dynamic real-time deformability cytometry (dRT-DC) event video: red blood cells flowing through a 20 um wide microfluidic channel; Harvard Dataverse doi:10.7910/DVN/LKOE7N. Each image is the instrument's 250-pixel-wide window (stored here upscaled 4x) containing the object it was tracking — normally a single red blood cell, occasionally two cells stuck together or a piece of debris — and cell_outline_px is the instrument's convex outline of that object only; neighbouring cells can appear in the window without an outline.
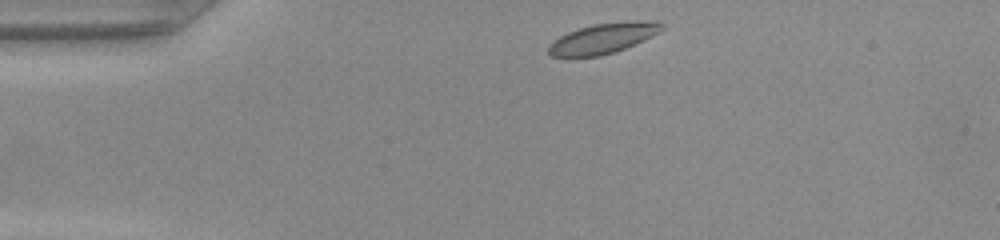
{"species": "common noctule bat (a hibernating species)", "species_latin": "Nyctalus noctula", "temperature_condition": "warm", "stored_images_in_passage": 41, "camera_frame_rate_fps": 3000, "um_per_image_px": 0.085, "animal": {"sex": "female", "body_mass_g": 22.0, "forearm_length_mm": 56.7}, "frame": {"image": 1, "passage_image": 1, "time_ms": 0.0, "image_size_px": [1000, 240], "cell_outline_px": [[664, 28], [660, 32], [624, 48], [600, 56], [552, 56], [548, 52], [548, 44], [560, 36], [568, 32], [580, 28], [596, 24], [636, 20], [660, 20], [664, 24]], "centroid_in_image_um": [51.31, 3.23], "position_along_channel_um": 33.7, "area_um2": 19.77}}
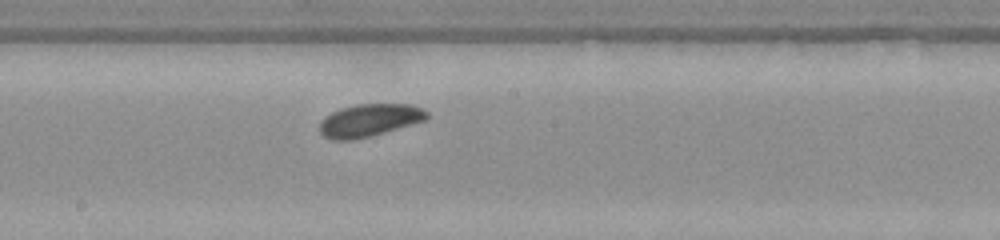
{"frame": {"image": 2, "passage_image": 18, "time_ms": 5.667, "image_size_px": [1000, 240], "cell_outline_px": [[428, 120], [384, 132], [352, 140], [332, 140], [324, 136], [320, 132], [320, 120], [324, 116], [340, 108], [356, 104], [408, 104], [424, 108], [428, 112]], "centroid_in_image_um": [31.4, 10.21], "position_along_channel_um": 216.8, "area_um2": 20.46}}
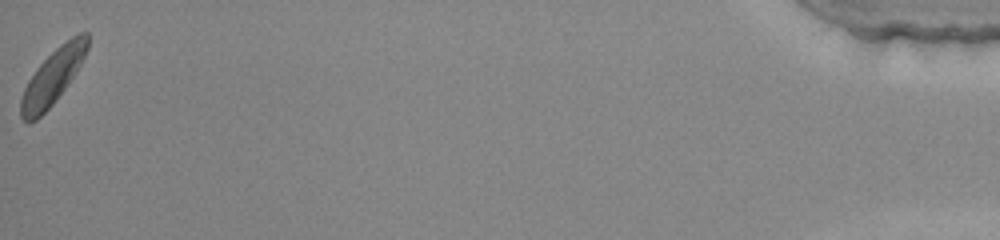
{"frame": {"image": 3, "passage_image": 41, "time_ms": 13.333, "image_size_px": [1000, 240], "cell_outline_px": [[88, 48], [76, 72], [52, 104], [36, 120], [28, 124], [20, 116], [20, 100], [24, 88], [28, 80], [36, 68], [60, 44], [72, 36], [80, 32], [88, 32]], "centroid_in_image_um": [4.46, 6.53], "position_along_channel_um": 430.7, "area_um2": 20.98}}